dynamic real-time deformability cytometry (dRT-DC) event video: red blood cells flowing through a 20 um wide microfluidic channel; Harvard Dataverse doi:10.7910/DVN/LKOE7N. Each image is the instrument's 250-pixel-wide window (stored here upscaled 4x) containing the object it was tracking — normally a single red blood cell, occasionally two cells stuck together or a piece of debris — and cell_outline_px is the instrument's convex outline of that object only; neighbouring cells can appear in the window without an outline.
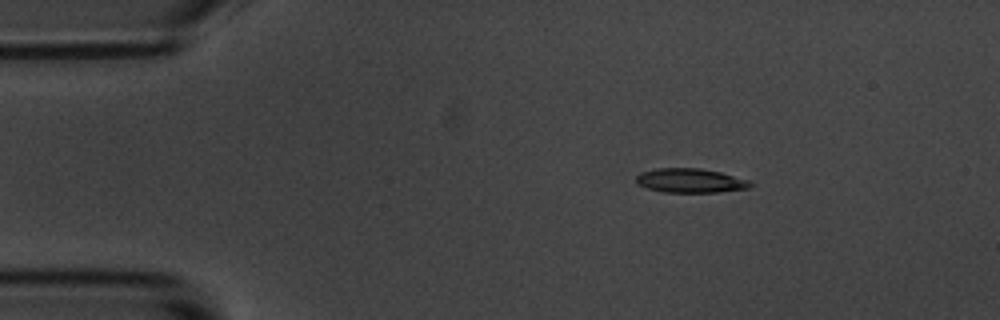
{"species": "common noctule bat (a hibernating species)", "species_latin": "Nyctalus noctula", "temperature_condition": "room temperature", "stored_images_in_passage": 3, "camera_frame_rate_fps": 3000, "um_per_image_px": 0.085, "animal": {"sex": "male", "body_mass_g": 20.1, "forearm_length_mm": 53.5}, "frame": {"image": 1, "passage_image": 1, "time_ms": 0.0, "image_size_px": [1000, 320], "cell_outline_px": [[756, 184], [748, 188], [720, 192], [664, 192], [648, 188], [636, 184], [636, 176], [640, 172], [656, 168], [700, 168], [720, 172], [748, 180]], "centroid_in_image_um": [58.67, 15.35], "position_along_channel_um": 26.3, "area_um2": 16.18}}